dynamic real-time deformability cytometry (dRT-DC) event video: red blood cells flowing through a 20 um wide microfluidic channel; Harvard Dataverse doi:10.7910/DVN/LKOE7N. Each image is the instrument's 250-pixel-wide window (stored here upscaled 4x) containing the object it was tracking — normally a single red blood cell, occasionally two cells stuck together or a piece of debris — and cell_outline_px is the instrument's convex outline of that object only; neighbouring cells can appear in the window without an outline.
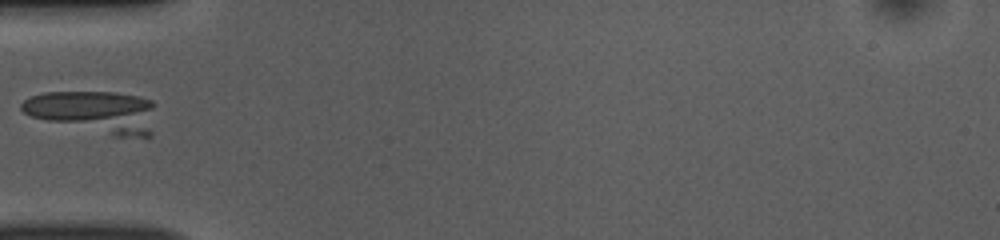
{"species": "common noctule bat (a hibernating species)", "species_latin": "Nyctalus noctula", "temperature_condition": "room temperature", "stored_images_in_passage": 36, "camera_frame_rate_fps": 3000, "um_per_image_px": 0.085, "animal": {"sex": "female", "body_mass_g": 10.0, "forearm_length_mm": 53.1}, "frame": {"image": 1, "passage_image": 1, "time_ms": 0.0, "image_size_px": [1000, 240], "cell_outline_px": [[156, 104], [152, 136], [148, 140], [112, 136], [32, 116], [24, 112], [20, 108], [20, 104], [24, 100], [32, 96], [44, 92], [116, 92], [136, 96], [152, 100]], "centroid_in_image_um": [8.17, 9.53], "position_along_channel_um": 76.8, "area_um2": 33.47}}
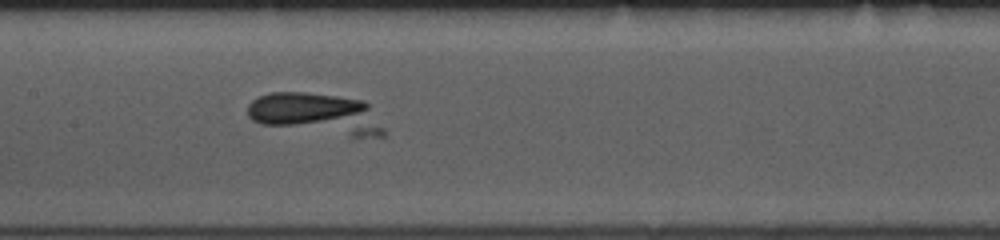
{"frame": {"image": 2, "passage_image": 9, "time_ms": 2.667, "image_size_px": [1000, 240], "cell_outline_px": [[384, 136], [352, 136], [260, 124], [252, 120], [248, 116], [248, 104], [252, 100], [260, 96], [272, 92], [304, 92], [336, 96], [364, 100], [368, 104], [384, 128]], "centroid_in_image_um": [26.86, 9.66], "position_along_channel_um": 180.5, "area_um2": 32.37}}
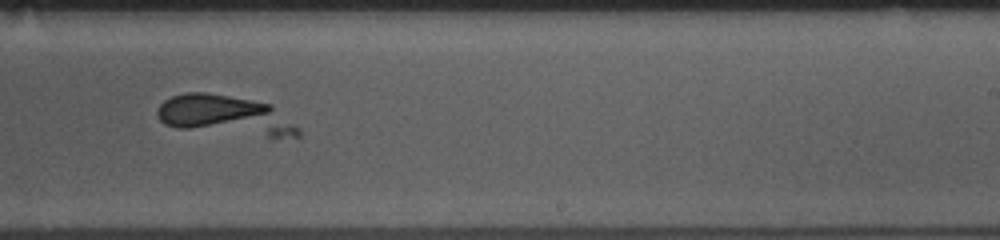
{"frame": {"image": 3, "passage_image": 16, "time_ms": 5.0, "image_size_px": [1000, 240], "cell_outline_px": [[300, 136], [272, 140], [176, 128], [164, 124], [156, 116], [156, 112], [160, 104], [164, 100], [172, 96], [188, 92], [208, 92], [272, 104], [300, 128]], "centroid_in_image_um": [19.22, 9.87], "position_along_channel_um": 269.8, "area_um2": 34.04}}